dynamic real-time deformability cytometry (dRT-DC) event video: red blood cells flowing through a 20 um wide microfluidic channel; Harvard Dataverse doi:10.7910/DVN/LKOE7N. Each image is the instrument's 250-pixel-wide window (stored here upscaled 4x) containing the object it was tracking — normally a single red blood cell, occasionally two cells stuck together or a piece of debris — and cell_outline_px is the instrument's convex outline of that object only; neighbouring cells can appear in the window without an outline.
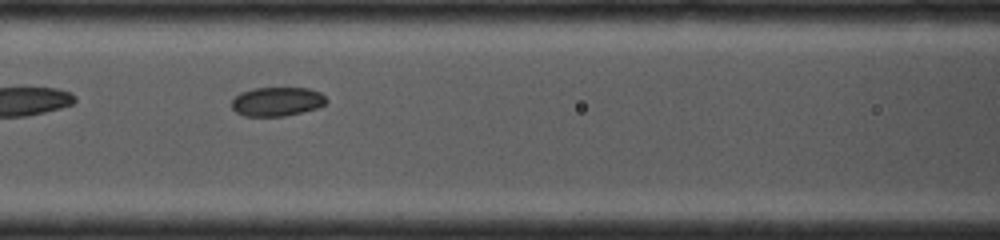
{"species": "common noctule bat (a hibernating species)", "species_latin": "Nyctalus noctula", "temperature_condition": "cold", "stored_images_in_passage": 9, "camera_frame_rate_fps": 4000, "um_per_image_px": 0.085, "animal": {"sex": "female", "body_mass_g": 19.0, "forearm_length_mm": 53.3}, "frame": {"image": 1, "passage_image": 7, "time_ms": 2.0, "image_size_px": [1000, 240], "cell_outline_px": [[328, 100], [324, 104], [316, 108], [284, 116], [244, 116], [236, 112], [232, 108], [232, 100], [240, 92], [252, 88], [308, 88], [320, 92]], "centroid_in_image_um": [23.52, 8.62], "position_along_channel_um": 143.1, "area_um2": 15.95}}
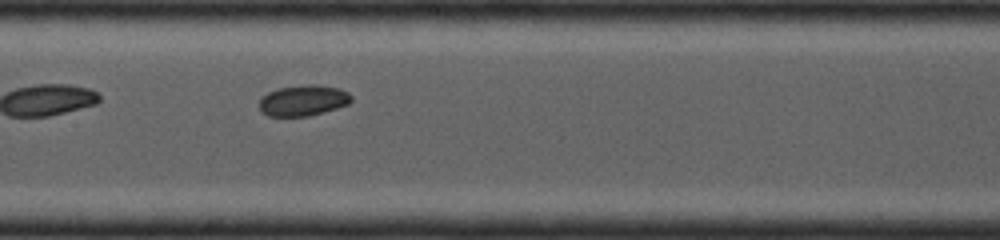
{"frame": {"image": 2, "passage_image": 9, "time_ms": 2.75, "image_size_px": [1000, 240], "cell_outline_px": [[352, 100], [348, 104], [336, 108], [308, 116], [268, 116], [260, 112], [260, 96], [268, 92], [280, 88], [308, 84], [316, 84], [340, 88], [348, 92], [352, 96]], "centroid_in_image_um": [25.76, 8.53], "position_along_channel_um": 181.6, "area_um2": 16.59}}